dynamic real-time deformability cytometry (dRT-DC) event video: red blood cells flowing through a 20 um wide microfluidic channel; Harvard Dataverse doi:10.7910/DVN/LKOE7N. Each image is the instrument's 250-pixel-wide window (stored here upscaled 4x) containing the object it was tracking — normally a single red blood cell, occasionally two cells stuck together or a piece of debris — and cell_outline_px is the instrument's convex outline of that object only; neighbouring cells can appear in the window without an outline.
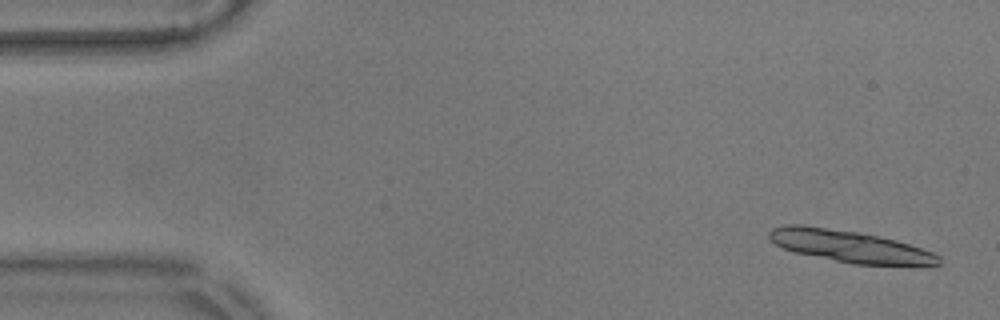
{"species": "common noctule bat (a hibernating species)", "species_latin": "Nyctalus noctula", "temperature_condition": "warm", "stored_images_in_passage": 2, "segment_of_instrument_passage": [2, 2], "camera_frame_rate_fps": 3000, "um_per_image_px": 0.085, "animal": {"sex": "male", "body_mass_g": 17.9}, "frame": {"image": 1, "passage_image": 2, "time_ms": 0.333, "image_size_px": [1000, 320], "cell_outline_px": [[940, 264], [852, 264], [792, 252], [776, 244], [768, 236], [768, 232], [772, 228], [784, 224], [804, 224], [856, 232], [880, 236], [896, 240], [932, 252], [940, 256]], "centroid_in_image_um": [72.12, 20.91], "position_along_channel_um": 12.9, "area_um2": 31.21}}